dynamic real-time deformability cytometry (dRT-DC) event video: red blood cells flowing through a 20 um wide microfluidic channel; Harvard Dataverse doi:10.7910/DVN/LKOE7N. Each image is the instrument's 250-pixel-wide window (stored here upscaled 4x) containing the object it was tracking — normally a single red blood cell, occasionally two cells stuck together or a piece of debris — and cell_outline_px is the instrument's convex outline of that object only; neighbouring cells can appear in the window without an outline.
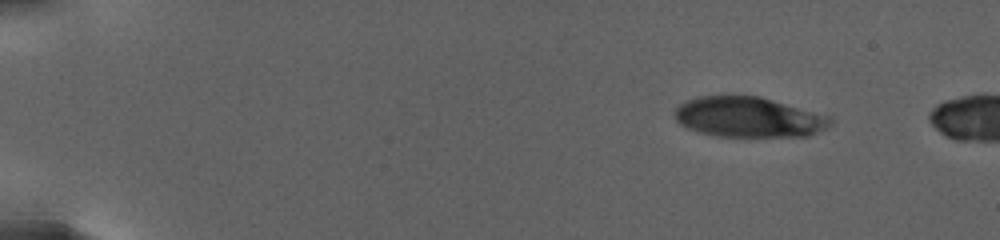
{"species": "human", "species_latin": "Homo sapiens", "temperature_condition": "warm", "stored_images_in_passage": 6, "camera_frame_rate_fps": 3000, "um_per_image_px": 0.085, "donor": {"sex": "female"}, "frame": {"image": 1, "passage_image": 1, "time_ms": 0.0, "image_size_px": [1000, 240], "cell_outline_px": [[832, 120], [824, 128], [808, 136], [716, 136], [700, 132], [688, 128], [680, 124], [676, 120], [676, 108], [680, 104], [688, 100], [700, 96], [760, 96], [828, 116]], "centroid_in_image_um": [63.59, 9.96], "position_along_channel_um": 21.4, "area_um2": 35.84}}